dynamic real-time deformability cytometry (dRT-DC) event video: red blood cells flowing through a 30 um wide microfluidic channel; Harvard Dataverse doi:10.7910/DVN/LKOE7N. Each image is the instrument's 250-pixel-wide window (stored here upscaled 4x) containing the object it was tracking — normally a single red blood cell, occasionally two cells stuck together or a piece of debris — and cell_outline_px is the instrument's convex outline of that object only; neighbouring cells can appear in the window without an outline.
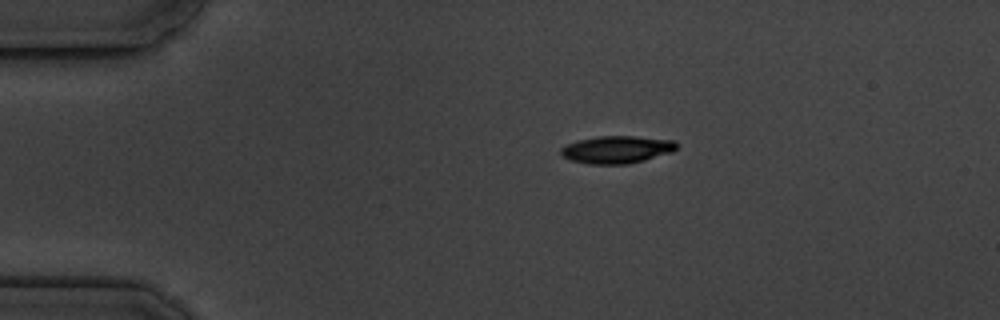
{"species": "common noctule bat (a hibernating species)", "species_latin": "Nyctalus noctula", "temperature_condition": "cold", "stored_images_in_passage": 14, "camera_frame_rate_fps": 3000, "um_per_image_px": 0.085, "animal": {"sex": "male", "body_mass_g": 19.5, "forearm_length_mm": 54.6}, "frame": {"image": 1, "passage_image": 1, "time_ms": 0.0, "image_size_px": [1000, 320], "cell_outline_px": [[676, 148], [672, 152], [644, 160], [628, 164], [588, 164], [568, 160], [560, 156], [560, 148], [576, 140], [600, 136], [632, 136], [676, 140]], "centroid_in_image_um": [52.38, 12.72], "position_along_channel_um": 32.6, "area_um2": 18.67}}
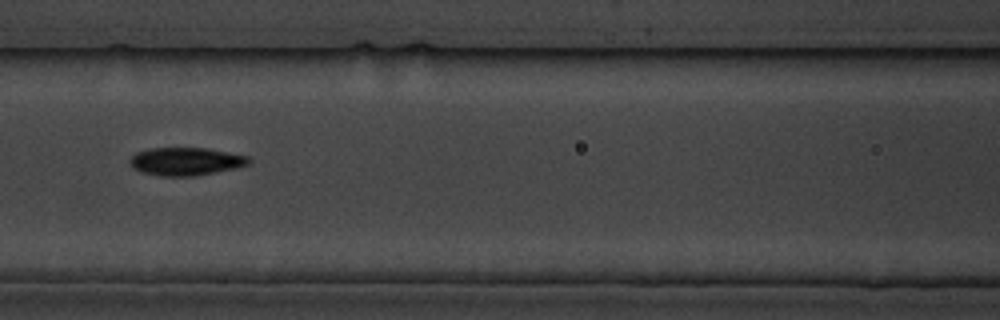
{"frame": {"image": 2, "passage_image": 5, "time_ms": 4.667, "image_size_px": [1000, 320], "cell_outline_px": [[252, 160], [248, 164], [236, 168], [216, 172], [192, 176], [160, 176], [140, 172], [132, 168], [128, 160], [136, 152], [152, 148], [208, 148], [248, 156]], "centroid_in_image_um": [15.77, 13.72], "position_along_channel_um": 150.8, "area_um2": 19.48}}
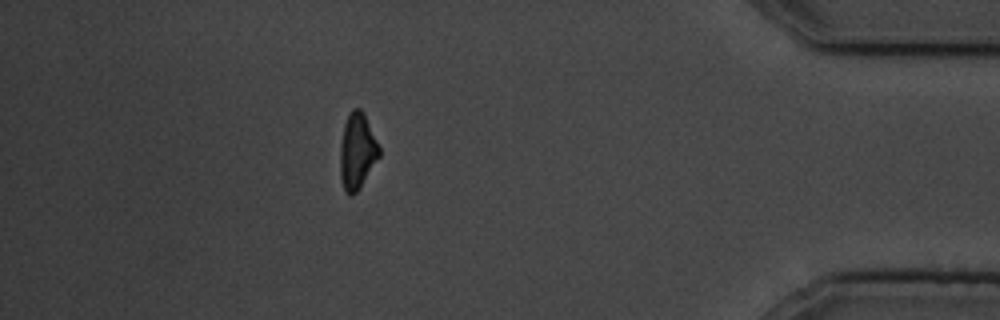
{"frame": {"image": 3, "passage_image": 12, "time_ms": 13.0, "image_size_px": [1000, 320], "cell_outline_px": [[380, 156], [360, 188], [352, 196], [348, 196], [344, 192], [340, 176], [340, 144], [344, 124], [348, 112], [352, 108], [360, 108], [364, 112], [380, 148]], "centroid_in_image_um": [30.35, 12.86], "position_along_channel_um": 404.9, "area_um2": 17.63}, "authors_computed_cell_mechanics": {"area_um2": 18.4671, "velocity_mm_per_s": 3.5684, "shape_relaxation_time_tau1_ms": 1.4684, "shape_relaxation_time_tau2_ms": 5.9717, "deformation_change_tau1": 0.0618, "deformation_change_tau2": 0.1021}}